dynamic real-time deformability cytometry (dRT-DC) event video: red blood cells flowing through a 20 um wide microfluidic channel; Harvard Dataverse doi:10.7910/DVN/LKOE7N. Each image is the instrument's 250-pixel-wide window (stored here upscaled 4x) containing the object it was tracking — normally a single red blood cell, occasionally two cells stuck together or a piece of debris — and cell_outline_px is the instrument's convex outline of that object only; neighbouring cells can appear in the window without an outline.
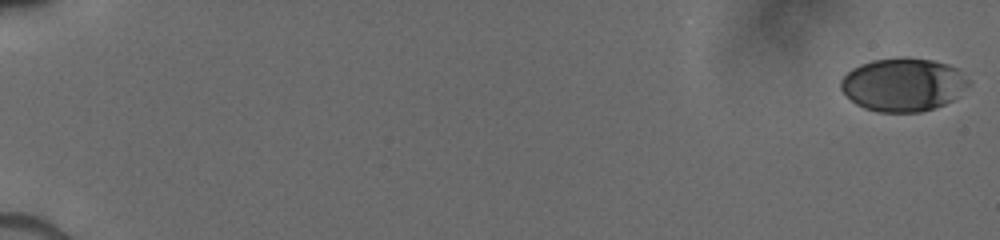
{"species": "human", "species_latin": "Homo sapiens", "temperature_condition": "cold", "stored_images_in_passage": 38, "camera_frame_rate_fps": 3000, "um_per_image_px": 0.085, "donor": {"sex": "male"}, "frame": {"image": 1, "passage_image": 1, "time_ms": 0.0, "image_size_px": [1000, 240], "cell_outline_px": [[972, 84], [952, 100], [944, 104], [920, 112], [876, 112], [864, 108], [856, 104], [840, 88], [840, 80], [852, 68], [860, 64], [872, 60], [900, 56], [908, 56], [932, 60], [948, 64], [960, 68], [972, 80]], "centroid_in_image_um": [76.82, 7.16], "position_along_channel_um": 8.2, "area_um2": 40.34}}
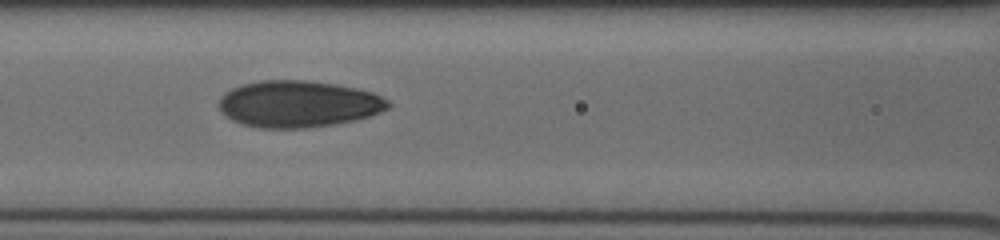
{"frame": {"image": 2, "passage_image": 19, "time_ms": 8.333, "image_size_px": [1000, 240], "cell_outline_px": [[392, 104], [388, 108], [380, 112], [356, 120], [336, 124], [308, 128], [260, 128], [240, 124], [224, 116], [216, 104], [220, 96], [224, 92], [240, 84], [260, 80], [308, 80], [336, 84], [356, 88], [372, 92], [388, 100]], "centroid_in_image_um": [25.3, 8.84], "position_along_channel_um": 141.3, "area_um2": 46.64}}
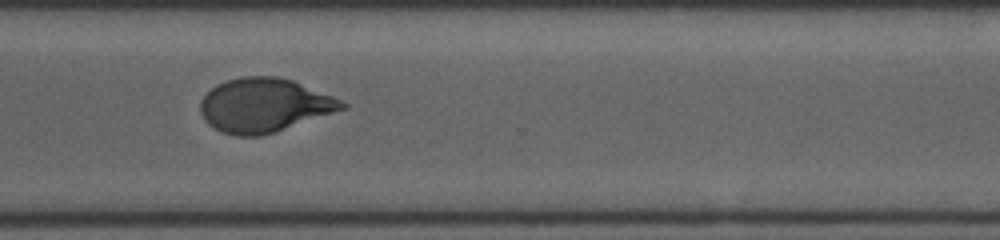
{"frame": {"image": 3, "passage_image": 37, "time_ms": 13.333, "image_size_px": [1000, 240], "cell_outline_px": [[348, 108], [276, 132], [260, 136], [236, 136], [220, 132], [208, 124], [204, 120], [200, 112], [200, 100], [216, 84], [228, 80], [244, 76], [280, 76], [292, 80], [332, 96], [348, 104]], "centroid_in_image_um": [22.45, 8.96], "position_along_channel_um": 348.1, "area_um2": 44.68}}